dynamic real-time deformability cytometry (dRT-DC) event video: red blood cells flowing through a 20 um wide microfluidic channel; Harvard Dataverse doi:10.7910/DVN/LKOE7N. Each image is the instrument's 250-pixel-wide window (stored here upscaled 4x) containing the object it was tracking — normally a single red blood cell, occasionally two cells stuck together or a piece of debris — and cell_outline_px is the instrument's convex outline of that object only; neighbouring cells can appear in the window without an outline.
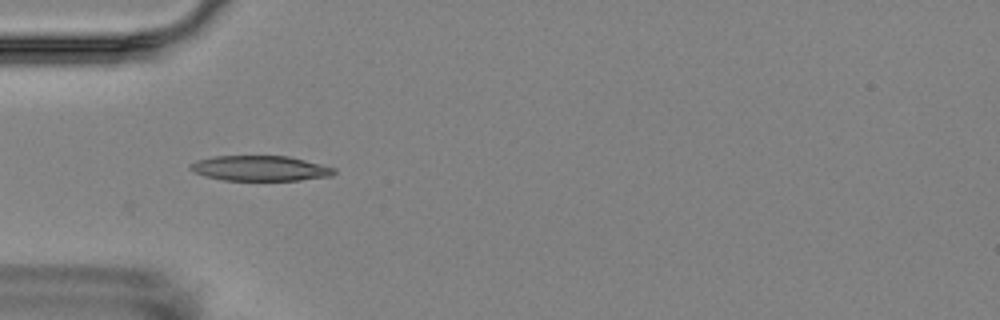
{"species": "Egyptian fruit bat (a non-hibernating species)", "species_latin": "Rousettus aegyptiacus", "temperature_condition": "room temperature", "stored_images_in_passage": 6, "camera_frame_rate_fps": 3000, "um_per_image_px": 0.085, "animal": {"sex": "female"}, "frame": {"image": 1, "passage_image": 4, "time_ms": 3.667, "image_size_px": [1000, 320], "cell_outline_px": [[336, 172], [332, 176], [300, 180], [224, 180], [204, 176], [188, 168], [188, 164], [196, 160], [212, 156], [288, 156], [336, 168]], "centroid_in_image_um": [22.09, 14.3], "position_along_channel_um": 62.9, "area_um2": 21.15}}